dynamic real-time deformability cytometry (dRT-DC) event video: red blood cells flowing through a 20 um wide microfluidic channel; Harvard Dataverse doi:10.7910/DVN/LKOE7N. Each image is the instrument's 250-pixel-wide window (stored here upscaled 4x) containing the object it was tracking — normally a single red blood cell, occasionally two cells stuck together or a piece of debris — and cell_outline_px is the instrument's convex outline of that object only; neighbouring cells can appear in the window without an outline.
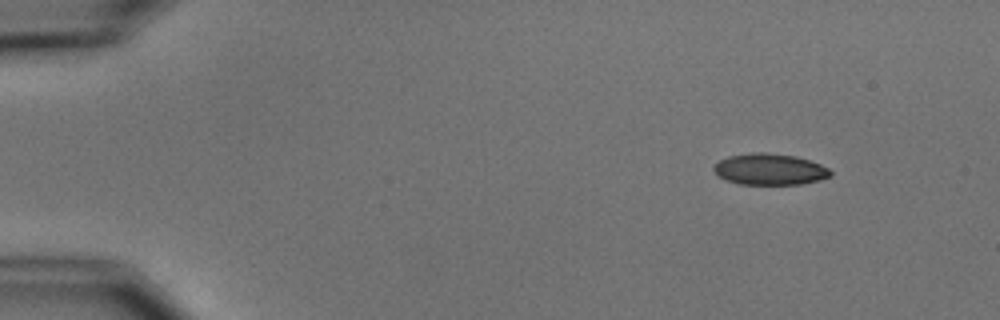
{"species": "common noctule bat (a hibernating species)", "species_latin": "Nyctalus noctula", "temperature_condition": "cold", "stored_images_in_passage": 4, "camera_frame_rate_fps": 3000, "um_per_image_px": 0.085, "animal": {"sex": "male", "body_mass_g": 15.6}, "frame": {"image": 1, "passage_image": 1, "time_ms": 0.0, "image_size_px": [1000, 320], "cell_outline_px": [[832, 176], [820, 180], [800, 184], [740, 184], [716, 176], [712, 168], [720, 160], [728, 156], [752, 152], [768, 152], [796, 156], [820, 164], [828, 168], [832, 172]], "centroid_in_image_um": [65.42, 14.38], "position_along_channel_um": 19.6, "area_um2": 21.39}}
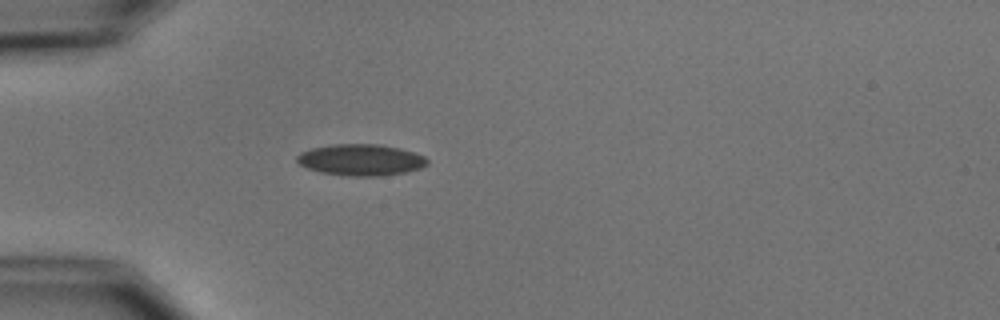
{"frame": {"image": 2, "passage_image": 4, "time_ms": 3.333, "image_size_px": [1000, 320], "cell_outline_px": [[428, 164], [420, 168], [404, 172], [380, 176], [348, 176], [320, 172], [308, 168], [300, 164], [296, 160], [296, 156], [300, 152], [312, 148], [332, 144], [380, 144], [400, 148], [424, 156], [428, 160]], "centroid_in_image_um": [30.66, 13.58], "position_along_channel_um": 54.3, "area_um2": 23.81}}